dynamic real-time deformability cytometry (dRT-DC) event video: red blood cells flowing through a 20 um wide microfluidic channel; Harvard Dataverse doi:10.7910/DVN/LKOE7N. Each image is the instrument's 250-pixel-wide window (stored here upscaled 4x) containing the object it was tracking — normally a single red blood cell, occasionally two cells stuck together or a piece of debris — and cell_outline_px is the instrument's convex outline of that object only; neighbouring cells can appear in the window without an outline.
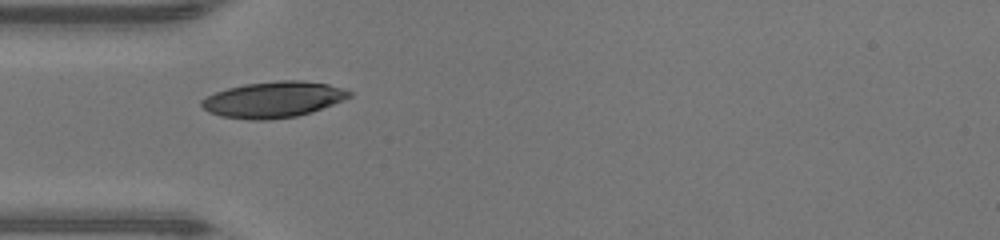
{"species": "human", "species_latin": "Homo sapiens", "temperature_condition": "warm", "stored_images_in_passage": 34, "camera_frame_rate_fps": 3000, "um_per_image_px": 0.085, "donor": {"sex": "male"}, "frame": {"image": 1, "passage_image": 1, "time_ms": 0.0, "image_size_px": [1000, 240], "cell_outline_px": [[352, 96], [312, 112], [296, 116], [268, 120], [252, 120], [220, 116], [208, 112], [200, 104], [200, 100], [216, 92], [228, 88], [244, 84], [280, 80], [300, 80], [328, 84], [344, 88], [352, 92]], "centroid_in_image_um": [23.23, 8.46], "position_along_channel_um": 61.8, "area_um2": 30.92}}
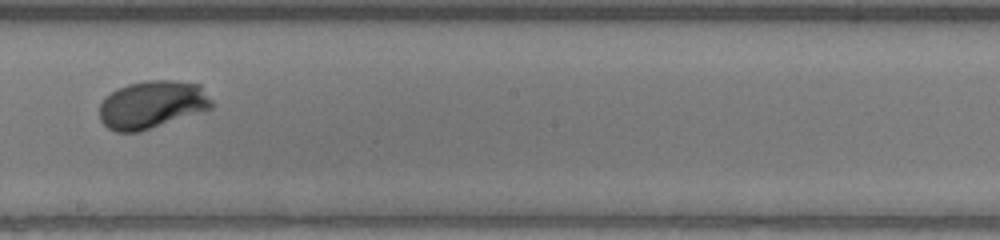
{"frame": {"image": 2, "passage_image": 13, "time_ms": 4.0, "image_size_px": [1000, 240], "cell_outline_px": [[212, 108], [140, 132], [116, 132], [108, 128], [100, 120], [100, 104], [104, 96], [116, 88], [128, 84], [144, 80], [172, 80], [200, 84], [212, 100]], "centroid_in_image_um": [12.9, 8.88], "position_along_channel_um": 235.3, "area_um2": 31.44}}
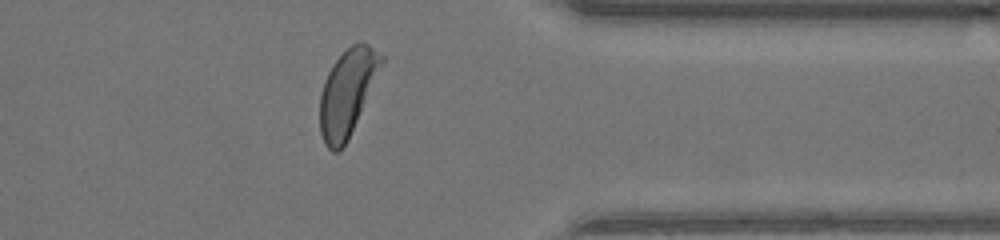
{"frame": {"image": 3, "passage_image": 24, "time_ms": 7.667, "image_size_px": [1000, 240], "cell_outline_px": [[384, 60], [348, 140], [340, 152], [332, 152], [324, 144], [320, 132], [320, 92], [324, 80], [332, 64], [352, 44], [360, 40], [364, 40], [384, 56]], "centroid_in_image_um": [29.5, 7.86], "position_along_channel_um": 381.9, "area_um2": 30.81}, "authors_computed_cell_mechanics": {"area_um2": 30.9808, "velocity_mm_per_s": 4.3572, "shape_relaxation_time_tau1_ms": 2.6604, "shape_relaxation_time_tau2_ms": null, "deformation_change_tau1": 0.1963, "deformation_change_tau2": null}}